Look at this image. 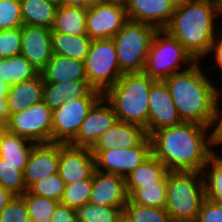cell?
Instances as JSON below:
<instances>
[{
    "instance_id": "obj_20",
    "label": "cell",
    "mask_w": 222,
    "mask_h": 222,
    "mask_svg": "<svg viewBox=\"0 0 222 222\" xmlns=\"http://www.w3.org/2000/svg\"><path fill=\"white\" fill-rule=\"evenodd\" d=\"M147 136L143 127L118 120L99 137L90 149L91 151H103L115 147L133 148L139 145Z\"/></svg>"
},
{
    "instance_id": "obj_29",
    "label": "cell",
    "mask_w": 222,
    "mask_h": 222,
    "mask_svg": "<svg viewBox=\"0 0 222 222\" xmlns=\"http://www.w3.org/2000/svg\"><path fill=\"white\" fill-rule=\"evenodd\" d=\"M39 73L22 54L0 59V79L9 85L33 79Z\"/></svg>"
},
{
    "instance_id": "obj_42",
    "label": "cell",
    "mask_w": 222,
    "mask_h": 222,
    "mask_svg": "<svg viewBox=\"0 0 222 222\" xmlns=\"http://www.w3.org/2000/svg\"><path fill=\"white\" fill-rule=\"evenodd\" d=\"M211 55L213 56L214 63H213V65H210L211 67L207 66L209 68L205 69V70L208 71V74H210L209 71L213 72L214 70L219 68L218 71L222 73V29L215 35V38L213 39V42L211 43L210 50L207 53L206 57H208V59H209V56L211 58ZM211 70H213V71H211ZM220 77H222V76H220Z\"/></svg>"
},
{
    "instance_id": "obj_22",
    "label": "cell",
    "mask_w": 222,
    "mask_h": 222,
    "mask_svg": "<svg viewBox=\"0 0 222 222\" xmlns=\"http://www.w3.org/2000/svg\"><path fill=\"white\" fill-rule=\"evenodd\" d=\"M92 89L87 80H70L62 83L44 82L43 101L53 111L67 100L85 97Z\"/></svg>"
},
{
    "instance_id": "obj_31",
    "label": "cell",
    "mask_w": 222,
    "mask_h": 222,
    "mask_svg": "<svg viewBox=\"0 0 222 222\" xmlns=\"http://www.w3.org/2000/svg\"><path fill=\"white\" fill-rule=\"evenodd\" d=\"M167 175L157 184L136 189L127 203H136L142 206L165 208Z\"/></svg>"
},
{
    "instance_id": "obj_41",
    "label": "cell",
    "mask_w": 222,
    "mask_h": 222,
    "mask_svg": "<svg viewBox=\"0 0 222 222\" xmlns=\"http://www.w3.org/2000/svg\"><path fill=\"white\" fill-rule=\"evenodd\" d=\"M196 222H222V204L213 202L206 197Z\"/></svg>"
},
{
    "instance_id": "obj_25",
    "label": "cell",
    "mask_w": 222,
    "mask_h": 222,
    "mask_svg": "<svg viewBox=\"0 0 222 222\" xmlns=\"http://www.w3.org/2000/svg\"><path fill=\"white\" fill-rule=\"evenodd\" d=\"M35 144L6 128L0 131V157L11 165H26Z\"/></svg>"
},
{
    "instance_id": "obj_1",
    "label": "cell",
    "mask_w": 222,
    "mask_h": 222,
    "mask_svg": "<svg viewBox=\"0 0 222 222\" xmlns=\"http://www.w3.org/2000/svg\"><path fill=\"white\" fill-rule=\"evenodd\" d=\"M152 154L168 171L203 172L218 150L215 130L195 122H182L153 132Z\"/></svg>"
},
{
    "instance_id": "obj_13",
    "label": "cell",
    "mask_w": 222,
    "mask_h": 222,
    "mask_svg": "<svg viewBox=\"0 0 222 222\" xmlns=\"http://www.w3.org/2000/svg\"><path fill=\"white\" fill-rule=\"evenodd\" d=\"M118 121L112 105L102 96L89 110L71 145L91 148Z\"/></svg>"
},
{
    "instance_id": "obj_6",
    "label": "cell",
    "mask_w": 222,
    "mask_h": 222,
    "mask_svg": "<svg viewBox=\"0 0 222 222\" xmlns=\"http://www.w3.org/2000/svg\"><path fill=\"white\" fill-rule=\"evenodd\" d=\"M196 62L176 38L162 29L154 33L143 72L152 79L163 81Z\"/></svg>"
},
{
    "instance_id": "obj_43",
    "label": "cell",
    "mask_w": 222,
    "mask_h": 222,
    "mask_svg": "<svg viewBox=\"0 0 222 222\" xmlns=\"http://www.w3.org/2000/svg\"><path fill=\"white\" fill-rule=\"evenodd\" d=\"M50 222H81V220L76 209L59 202L52 213Z\"/></svg>"
},
{
    "instance_id": "obj_54",
    "label": "cell",
    "mask_w": 222,
    "mask_h": 222,
    "mask_svg": "<svg viewBox=\"0 0 222 222\" xmlns=\"http://www.w3.org/2000/svg\"><path fill=\"white\" fill-rule=\"evenodd\" d=\"M111 1H120V2H125L126 0H111Z\"/></svg>"
},
{
    "instance_id": "obj_33",
    "label": "cell",
    "mask_w": 222,
    "mask_h": 222,
    "mask_svg": "<svg viewBox=\"0 0 222 222\" xmlns=\"http://www.w3.org/2000/svg\"><path fill=\"white\" fill-rule=\"evenodd\" d=\"M27 206L30 221L50 222L58 201L31 194L28 190L21 196Z\"/></svg>"
},
{
    "instance_id": "obj_46",
    "label": "cell",
    "mask_w": 222,
    "mask_h": 222,
    "mask_svg": "<svg viewBox=\"0 0 222 222\" xmlns=\"http://www.w3.org/2000/svg\"><path fill=\"white\" fill-rule=\"evenodd\" d=\"M7 98H0V123L5 126L9 120Z\"/></svg>"
},
{
    "instance_id": "obj_9",
    "label": "cell",
    "mask_w": 222,
    "mask_h": 222,
    "mask_svg": "<svg viewBox=\"0 0 222 222\" xmlns=\"http://www.w3.org/2000/svg\"><path fill=\"white\" fill-rule=\"evenodd\" d=\"M103 96L92 89L85 97L67 100L52 111V142L70 143L78 134L89 110Z\"/></svg>"
},
{
    "instance_id": "obj_36",
    "label": "cell",
    "mask_w": 222,
    "mask_h": 222,
    "mask_svg": "<svg viewBox=\"0 0 222 222\" xmlns=\"http://www.w3.org/2000/svg\"><path fill=\"white\" fill-rule=\"evenodd\" d=\"M65 187L66 185L64 181L60 178L59 174L56 173L33 183L28 188V191L31 194L60 202L63 197Z\"/></svg>"
},
{
    "instance_id": "obj_17",
    "label": "cell",
    "mask_w": 222,
    "mask_h": 222,
    "mask_svg": "<svg viewBox=\"0 0 222 222\" xmlns=\"http://www.w3.org/2000/svg\"><path fill=\"white\" fill-rule=\"evenodd\" d=\"M21 46V54L41 72L53 56L51 28L22 25Z\"/></svg>"
},
{
    "instance_id": "obj_8",
    "label": "cell",
    "mask_w": 222,
    "mask_h": 222,
    "mask_svg": "<svg viewBox=\"0 0 222 222\" xmlns=\"http://www.w3.org/2000/svg\"><path fill=\"white\" fill-rule=\"evenodd\" d=\"M84 66L89 85L102 94L123 75L112 38L92 40Z\"/></svg>"
},
{
    "instance_id": "obj_44",
    "label": "cell",
    "mask_w": 222,
    "mask_h": 222,
    "mask_svg": "<svg viewBox=\"0 0 222 222\" xmlns=\"http://www.w3.org/2000/svg\"><path fill=\"white\" fill-rule=\"evenodd\" d=\"M220 97L222 98V89H221V87H220L219 95H218V121H217V126H216V129H215V138H216L217 145L219 147L222 145V107H221V104H222L221 100L222 99Z\"/></svg>"
},
{
    "instance_id": "obj_52",
    "label": "cell",
    "mask_w": 222,
    "mask_h": 222,
    "mask_svg": "<svg viewBox=\"0 0 222 222\" xmlns=\"http://www.w3.org/2000/svg\"><path fill=\"white\" fill-rule=\"evenodd\" d=\"M216 1H217V8H218L219 18H221V20H220V23H221V21H222V0H216Z\"/></svg>"
},
{
    "instance_id": "obj_26",
    "label": "cell",
    "mask_w": 222,
    "mask_h": 222,
    "mask_svg": "<svg viewBox=\"0 0 222 222\" xmlns=\"http://www.w3.org/2000/svg\"><path fill=\"white\" fill-rule=\"evenodd\" d=\"M91 43L92 39L87 34L69 35L52 32V52L54 55L84 61Z\"/></svg>"
},
{
    "instance_id": "obj_23",
    "label": "cell",
    "mask_w": 222,
    "mask_h": 222,
    "mask_svg": "<svg viewBox=\"0 0 222 222\" xmlns=\"http://www.w3.org/2000/svg\"><path fill=\"white\" fill-rule=\"evenodd\" d=\"M40 73L44 82L62 83L70 80H87L84 61L54 54Z\"/></svg>"
},
{
    "instance_id": "obj_48",
    "label": "cell",
    "mask_w": 222,
    "mask_h": 222,
    "mask_svg": "<svg viewBox=\"0 0 222 222\" xmlns=\"http://www.w3.org/2000/svg\"><path fill=\"white\" fill-rule=\"evenodd\" d=\"M11 85L0 79V98H7Z\"/></svg>"
},
{
    "instance_id": "obj_10",
    "label": "cell",
    "mask_w": 222,
    "mask_h": 222,
    "mask_svg": "<svg viewBox=\"0 0 222 222\" xmlns=\"http://www.w3.org/2000/svg\"><path fill=\"white\" fill-rule=\"evenodd\" d=\"M4 128L36 144L50 143L52 142V110L42 101L23 112L11 114Z\"/></svg>"
},
{
    "instance_id": "obj_27",
    "label": "cell",
    "mask_w": 222,
    "mask_h": 222,
    "mask_svg": "<svg viewBox=\"0 0 222 222\" xmlns=\"http://www.w3.org/2000/svg\"><path fill=\"white\" fill-rule=\"evenodd\" d=\"M86 15V8L61 5L56 10L51 30L69 35L87 34Z\"/></svg>"
},
{
    "instance_id": "obj_49",
    "label": "cell",
    "mask_w": 222,
    "mask_h": 222,
    "mask_svg": "<svg viewBox=\"0 0 222 222\" xmlns=\"http://www.w3.org/2000/svg\"><path fill=\"white\" fill-rule=\"evenodd\" d=\"M117 222H133V220L130 218V216L125 211H123L121 213V215L119 216Z\"/></svg>"
},
{
    "instance_id": "obj_15",
    "label": "cell",
    "mask_w": 222,
    "mask_h": 222,
    "mask_svg": "<svg viewBox=\"0 0 222 222\" xmlns=\"http://www.w3.org/2000/svg\"><path fill=\"white\" fill-rule=\"evenodd\" d=\"M148 103V136L159 129L183 122L164 81L156 80L152 84Z\"/></svg>"
},
{
    "instance_id": "obj_51",
    "label": "cell",
    "mask_w": 222,
    "mask_h": 222,
    "mask_svg": "<svg viewBox=\"0 0 222 222\" xmlns=\"http://www.w3.org/2000/svg\"><path fill=\"white\" fill-rule=\"evenodd\" d=\"M49 4H52L53 6H56L59 8L62 5V0H45Z\"/></svg>"
},
{
    "instance_id": "obj_5",
    "label": "cell",
    "mask_w": 222,
    "mask_h": 222,
    "mask_svg": "<svg viewBox=\"0 0 222 222\" xmlns=\"http://www.w3.org/2000/svg\"><path fill=\"white\" fill-rule=\"evenodd\" d=\"M205 198L202 172L168 171L165 210L174 222H196Z\"/></svg>"
},
{
    "instance_id": "obj_32",
    "label": "cell",
    "mask_w": 222,
    "mask_h": 222,
    "mask_svg": "<svg viewBox=\"0 0 222 222\" xmlns=\"http://www.w3.org/2000/svg\"><path fill=\"white\" fill-rule=\"evenodd\" d=\"M26 165H11L0 157V186L15 196H22L28 189L24 182Z\"/></svg>"
},
{
    "instance_id": "obj_16",
    "label": "cell",
    "mask_w": 222,
    "mask_h": 222,
    "mask_svg": "<svg viewBox=\"0 0 222 222\" xmlns=\"http://www.w3.org/2000/svg\"><path fill=\"white\" fill-rule=\"evenodd\" d=\"M125 6L128 20L162 30L170 23L176 3L173 0H126Z\"/></svg>"
},
{
    "instance_id": "obj_38",
    "label": "cell",
    "mask_w": 222,
    "mask_h": 222,
    "mask_svg": "<svg viewBox=\"0 0 222 222\" xmlns=\"http://www.w3.org/2000/svg\"><path fill=\"white\" fill-rule=\"evenodd\" d=\"M23 25L20 0H0V30Z\"/></svg>"
},
{
    "instance_id": "obj_37",
    "label": "cell",
    "mask_w": 222,
    "mask_h": 222,
    "mask_svg": "<svg viewBox=\"0 0 222 222\" xmlns=\"http://www.w3.org/2000/svg\"><path fill=\"white\" fill-rule=\"evenodd\" d=\"M124 211L133 222H174L165 208L127 203Z\"/></svg>"
},
{
    "instance_id": "obj_4",
    "label": "cell",
    "mask_w": 222,
    "mask_h": 222,
    "mask_svg": "<svg viewBox=\"0 0 222 222\" xmlns=\"http://www.w3.org/2000/svg\"><path fill=\"white\" fill-rule=\"evenodd\" d=\"M155 79L144 72L123 74L103 96L119 121L143 127L148 135V97Z\"/></svg>"
},
{
    "instance_id": "obj_2",
    "label": "cell",
    "mask_w": 222,
    "mask_h": 222,
    "mask_svg": "<svg viewBox=\"0 0 222 222\" xmlns=\"http://www.w3.org/2000/svg\"><path fill=\"white\" fill-rule=\"evenodd\" d=\"M200 64V61H197L190 68L163 81L182 121L199 123L215 130L220 87L216 85L214 78L208 76L204 69L206 64Z\"/></svg>"
},
{
    "instance_id": "obj_53",
    "label": "cell",
    "mask_w": 222,
    "mask_h": 222,
    "mask_svg": "<svg viewBox=\"0 0 222 222\" xmlns=\"http://www.w3.org/2000/svg\"><path fill=\"white\" fill-rule=\"evenodd\" d=\"M176 4H180V3H183V2H188V1H191V0H173Z\"/></svg>"
},
{
    "instance_id": "obj_55",
    "label": "cell",
    "mask_w": 222,
    "mask_h": 222,
    "mask_svg": "<svg viewBox=\"0 0 222 222\" xmlns=\"http://www.w3.org/2000/svg\"><path fill=\"white\" fill-rule=\"evenodd\" d=\"M4 128V126L0 123V131Z\"/></svg>"
},
{
    "instance_id": "obj_40",
    "label": "cell",
    "mask_w": 222,
    "mask_h": 222,
    "mask_svg": "<svg viewBox=\"0 0 222 222\" xmlns=\"http://www.w3.org/2000/svg\"><path fill=\"white\" fill-rule=\"evenodd\" d=\"M0 222H30L27 206L21 196H15L0 212Z\"/></svg>"
},
{
    "instance_id": "obj_11",
    "label": "cell",
    "mask_w": 222,
    "mask_h": 222,
    "mask_svg": "<svg viewBox=\"0 0 222 222\" xmlns=\"http://www.w3.org/2000/svg\"><path fill=\"white\" fill-rule=\"evenodd\" d=\"M91 152L95 158V170L126 178L137 166L152 155V145L150 137L147 136L133 148L115 147L109 150Z\"/></svg>"
},
{
    "instance_id": "obj_19",
    "label": "cell",
    "mask_w": 222,
    "mask_h": 222,
    "mask_svg": "<svg viewBox=\"0 0 222 222\" xmlns=\"http://www.w3.org/2000/svg\"><path fill=\"white\" fill-rule=\"evenodd\" d=\"M89 202L108 207L125 208L128 202L125 178L95 170Z\"/></svg>"
},
{
    "instance_id": "obj_18",
    "label": "cell",
    "mask_w": 222,
    "mask_h": 222,
    "mask_svg": "<svg viewBox=\"0 0 222 222\" xmlns=\"http://www.w3.org/2000/svg\"><path fill=\"white\" fill-rule=\"evenodd\" d=\"M60 161V143H37L34 145L24 174L27 189L35 182L58 173Z\"/></svg>"
},
{
    "instance_id": "obj_39",
    "label": "cell",
    "mask_w": 222,
    "mask_h": 222,
    "mask_svg": "<svg viewBox=\"0 0 222 222\" xmlns=\"http://www.w3.org/2000/svg\"><path fill=\"white\" fill-rule=\"evenodd\" d=\"M21 27L0 30V59L21 54Z\"/></svg>"
},
{
    "instance_id": "obj_47",
    "label": "cell",
    "mask_w": 222,
    "mask_h": 222,
    "mask_svg": "<svg viewBox=\"0 0 222 222\" xmlns=\"http://www.w3.org/2000/svg\"><path fill=\"white\" fill-rule=\"evenodd\" d=\"M63 6H74L87 9L86 0H62Z\"/></svg>"
},
{
    "instance_id": "obj_35",
    "label": "cell",
    "mask_w": 222,
    "mask_h": 222,
    "mask_svg": "<svg viewBox=\"0 0 222 222\" xmlns=\"http://www.w3.org/2000/svg\"><path fill=\"white\" fill-rule=\"evenodd\" d=\"M124 208L87 202L77 210L81 222H117Z\"/></svg>"
},
{
    "instance_id": "obj_12",
    "label": "cell",
    "mask_w": 222,
    "mask_h": 222,
    "mask_svg": "<svg viewBox=\"0 0 222 222\" xmlns=\"http://www.w3.org/2000/svg\"><path fill=\"white\" fill-rule=\"evenodd\" d=\"M125 2L109 1L87 9L86 32L92 39L113 38L128 22Z\"/></svg>"
},
{
    "instance_id": "obj_14",
    "label": "cell",
    "mask_w": 222,
    "mask_h": 222,
    "mask_svg": "<svg viewBox=\"0 0 222 222\" xmlns=\"http://www.w3.org/2000/svg\"><path fill=\"white\" fill-rule=\"evenodd\" d=\"M95 171V158L89 147L60 143L58 174L69 185L90 178Z\"/></svg>"
},
{
    "instance_id": "obj_50",
    "label": "cell",
    "mask_w": 222,
    "mask_h": 222,
    "mask_svg": "<svg viewBox=\"0 0 222 222\" xmlns=\"http://www.w3.org/2000/svg\"><path fill=\"white\" fill-rule=\"evenodd\" d=\"M111 0H86L87 2V9L93 5H97V4H103L106 2H109Z\"/></svg>"
},
{
    "instance_id": "obj_3",
    "label": "cell",
    "mask_w": 222,
    "mask_h": 222,
    "mask_svg": "<svg viewBox=\"0 0 222 222\" xmlns=\"http://www.w3.org/2000/svg\"><path fill=\"white\" fill-rule=\"evenodd\" d=\"M218 19L216 0H191L176 4L171 21L164 30L202 63L215 35L222 29Z\"/></svg>"
},
{
    "instance_id": "obj_24",
    "label": "cell",
    "mask_w": 222,
    "mask_h": 222,
    "mask_svg": "<svg viewBox=\"0 0 222 222\" xmlns=\"http://www.w3.org/2000/svg\"><path fill=\"white\" fill-rule=\"evenodd\" d=\"M167 173L168 169L152 154L125 178L128 197L138 188L159 183Z\"/></svg>"
},
{
    "instance_id": "obj_21",
    "label": "cell",
    "mask_w": 222,
    "mask_h": 222,
    "mask_svg": "<svg viewBox=\"0 0 222 222\" xmlns=\"http://www.w3.org/2000/svg\"><path fill=\"white\" fill-rule=\"evenodd\" d=\"M44 79L39 73L33 79L11 85L7 97L9 115L23 112L28 107L43 101Z\"/></svg>"
},
{
    "instance_id": "obj_45",
    "label": "cell",
    "mask_w": 222,
    "mask_h": 222,
    "mask_svg": "<svg viewBox=\"0 0 222 222\" xmlns=\"http://www.w3.org/2000/svg\"><path fill=\"white\" fill-rule=\"evenodd\" d=\"M15 195L9 190L0 186V212L9 204Z\"/></svg>"
},
{
    "instance_id": "obj_30",
    "label": "cell",
    "mask_w": 222,
    "mask_h": 222,
    "mask_svg": "<svg viewBox=\"0 0 222 222\" xmlns=\"http://www.w3.org/2000/svg\"><path fill=\"white\" fill-rule=\"evenodd\" d=\"M221 151V152H219ZM222 150H217L204 166L203 177L206 197L222 204Z\"/></svg>"
},
{
    "instance_id": "obj_28",
    "label": "cell",
    "mask_w": 222,
    "mask_h": 222,
    "mask_svg": "<svg viewBox=\"0 0 222 222\" xmlns=\"http://www.w3.org/2000/svg\"><path fill=\"white\" fill-rule=\"evenodd\" d=\"M23 25L52 28L57 7L45 0H20Z\"/></svg>"
},
{
    "instance_id": "obj_34",
    "label": "cell",
    "mask_w": 222,
    "mask_h": 222,
    "mask_svg": "<svg viewBox=\"0 0 222 222\" xmlns=\"http://www.w3.org/2000/svg\"><path fill=\"white\" fill-rule=\"evenodd\" d=\"M92 187L93 175L88 179L75 181L65 187L60 203L78 210L89 202Z\"/></svg>"
},
{
    "instance_id": "obj_7",
    "label": "cell",
    "mask_w": 222,
    "mask_h": 222,
    "mask_svg": "<svg viewBox=\"0 0 222 222\" xmlns=\"http://www.w3.org/2000/svg\"><path fill=\"white\" fill-rule=\"evenodd\" d=\"M157 29L149 24L128 21L112 38L121 72L141 73Z\"/></svg>"
}]
</instances>
